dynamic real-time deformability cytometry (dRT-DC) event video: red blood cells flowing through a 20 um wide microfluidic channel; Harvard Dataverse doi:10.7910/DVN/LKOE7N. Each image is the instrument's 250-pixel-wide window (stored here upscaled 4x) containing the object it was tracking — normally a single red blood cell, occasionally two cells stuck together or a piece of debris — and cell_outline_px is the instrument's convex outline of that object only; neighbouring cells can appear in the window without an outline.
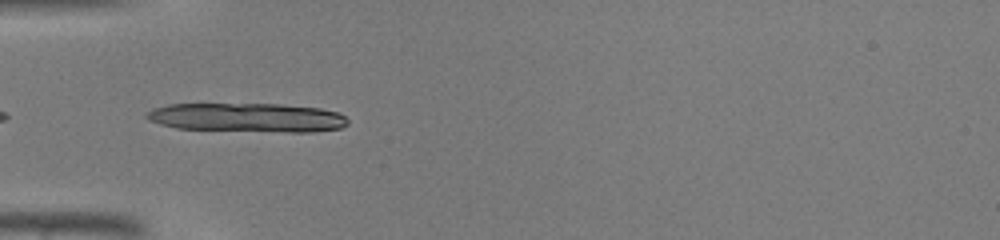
{"species": "common noctule bat (a hibernating species)", "species_latin": "Nyctalus noctula", "temperature_condition": "warm", "stored_images_in_passage": 21, "segment_of_instrument_passage": [1, 2], "camera_frame_rate_fps": 3000, "um_per_image_px": 0.085, "animal": {"sex": "male", "body_mass_g": 19.0, "forearm_length_mm": 50.8}, "frame": {"image": 1, "passage_image": 15, "time_ms": 4.667, "image_size_px": [1000, 240], "cell_outline_px": [[348, 124], [340, 128], [312, 132], [288, 132], [176, 128], [160, 124], [148, 120], [144, 116], [144, 112], [152, 108], [168, 104], [276, 104], [320, 108], [340, 112], [348, 120]], "centroid_in_image_um": [21.0, 9.99], "position_along_channel_um": 64.0, "area_um2": 34.16}}